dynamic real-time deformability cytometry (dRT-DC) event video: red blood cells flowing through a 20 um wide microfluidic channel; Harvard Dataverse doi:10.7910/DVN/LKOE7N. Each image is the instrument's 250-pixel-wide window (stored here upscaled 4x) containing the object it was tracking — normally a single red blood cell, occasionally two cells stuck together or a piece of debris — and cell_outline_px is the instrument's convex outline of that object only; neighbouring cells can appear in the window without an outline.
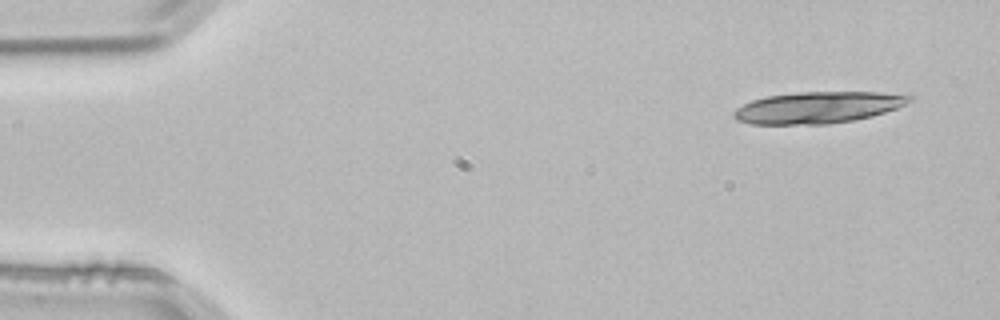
{"species": "common noctule bat (a hibernating species)", "species_latin": "Nyctalus noctula", "temperature_condition": "room temperature", "stored_images_in_passage": 3, "camera_frame_rate_fps": 3000, "um_per_image_px": 0.085, "animal": {"sex": "male", "body_mass_g": 21.5, "forearm_length_mm": 52.0}, "frame": {"image": 1, "passage_image": 1, "time_ms": 0.0, "image_size_px": [1000, 320], "cell_outline_px": [[916, 100], [896, 108], [872, 116], [856, 120], [828, 124], [752, 124], [736, 120], [732, 116], [732, 112], [736, 108], [752, 100], [768, 96], [800, 92], [908, 92]], "centroid_in_image_um": [69.61, 9.12], "position_along_channel_um": 15.4, "area_um2": 32.77}}